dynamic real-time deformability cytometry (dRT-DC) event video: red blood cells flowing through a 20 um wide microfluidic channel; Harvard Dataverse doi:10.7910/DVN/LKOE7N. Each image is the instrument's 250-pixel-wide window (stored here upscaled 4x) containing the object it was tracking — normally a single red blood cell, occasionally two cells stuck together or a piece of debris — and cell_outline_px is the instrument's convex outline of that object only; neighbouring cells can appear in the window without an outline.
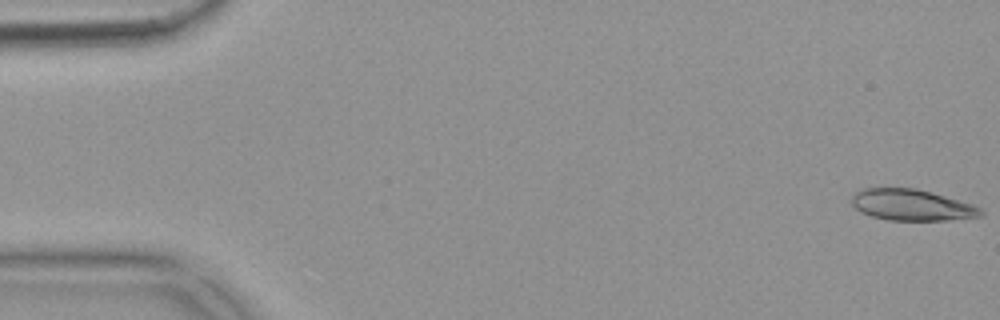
{"species": "common noctule bat (a hibernating species)", "species_latin": "Nyctalus noctula", "temperature_condition": "warm", "stored_images_in_passage": 55, "camera_frame_rate_fps": 3000, "um_per_image_px": 0.085, "animal": {"sex": "female", "body_mass_g": 18.4}, "frame": {"image": 1, "passage_image": 1, "time_ms": 0.0, "image_size_px": [1000, 320], "cell_outline_px": [[984, 216], [948, 220], [888, 220], [872, 216], [860, 212], [852, 204], [852, 196], [856, 192], [864, 188], [916, 188], [972, 204], [980, 208], [984, 212]], "centroid_in_image_um": [77.5, 17.43], "position_along_channel_um": 7.5, "area_um2": 23.35}}
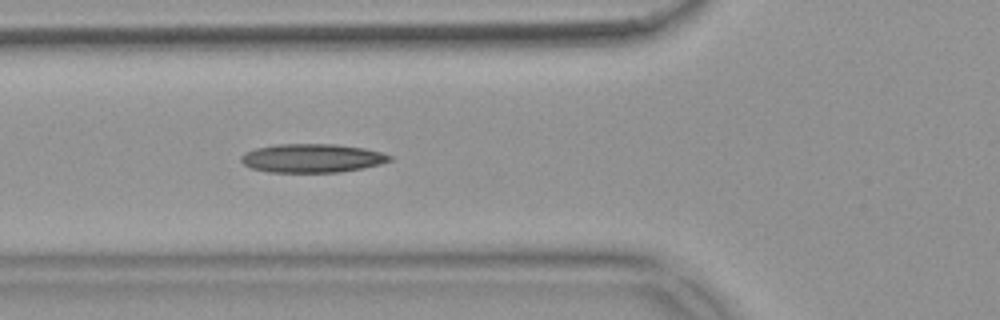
{"frame": {"image": 2, "passage_image": 20, "time_ms": 6.333, "image_size_px": [1000, 320], "cell_outline_px": [[392, 160], [380, 164], [364, 168], [340, 172], [268, 172], [252, 168], [244, 164], [240, 160], [240, 156], [244, 152], [256, 148], [276, 144], [336, 144], [364, 148], [380, 152], [392, 156]], "centroid_in_image_um": [26.52, 13.44], "position_along_channel_um": 99.3, "area_um2": 24.91}}
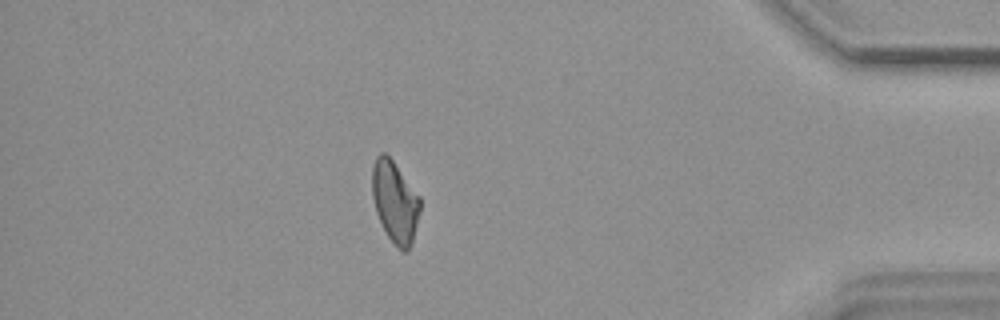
{"frame": {"image": 3, "passage_image": 48, "time_ms": 15.667, "image_size_px": [1000, 320], "cell_outline_px": [[420, 212], [412, 244], [408, 252], [404, 252], [388, 236], [376, 212], [372, 196], [372, 164], [376, 156], [380, 152], [384, 152], [392, 160], [420, 196]], "centroid_in_image_um": [33.57, 17.13], "position_along_channel_um": 401.6, "area_um2": 22.66}, "authors_computed_cell_mechanics": {"area_um2": 23.5824, "velocity_mm_per_s": 3.6969, "shape_relaxation_time_tau1_ms": null, "shape_relaxation_time_tau2_ms": 4.1801, "deformation_change_tau1": null, "deformation_change_tau2": 0.1258}}